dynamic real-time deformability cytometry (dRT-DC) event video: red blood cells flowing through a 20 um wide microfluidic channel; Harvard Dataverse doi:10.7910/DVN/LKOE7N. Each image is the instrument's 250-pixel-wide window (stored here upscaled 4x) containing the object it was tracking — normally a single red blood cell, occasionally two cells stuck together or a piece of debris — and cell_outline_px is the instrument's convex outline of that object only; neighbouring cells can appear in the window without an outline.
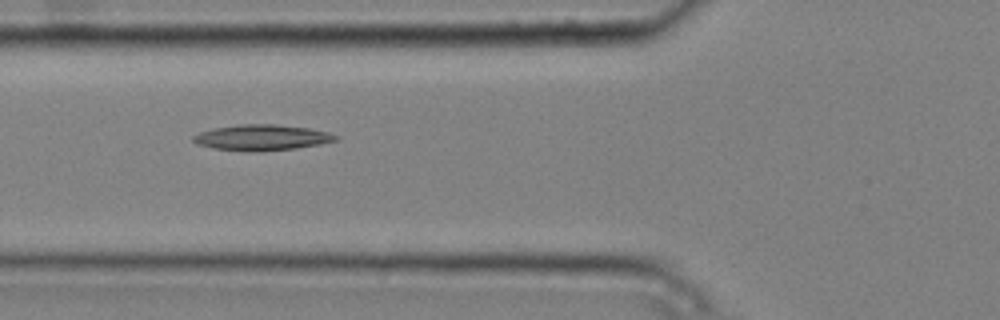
{"species": "common noctule bat (a hibernating species)", "species_latin": "Nyctalus noctula", "temperature_condition": "cold", "stored_images_in_passage": 6, "camera_frame_rate_fps": 3000, "um_per_image_px": 0.085, "animal": {"sex": "male", "body_mass_g": 20.4}, "frame": {"image": 1, "passage_image": 6, "time_ms": 1.667, "image_size_px": [1000, 320], "cell_outline_px": [[340, 140], [320, 144], [296, 148], [260, 152], [244, 152], [212, 148], [196, 144], [192, 140], [192, 136], [200, 132], [212, 128], [240, 124], [276, 124], [308, 128], [328, 132], [340, 136]], "centroid_in_image_um": [22.25, 11.7], "position_along_channel_um": 103.6, "area_um2": 21.79}}